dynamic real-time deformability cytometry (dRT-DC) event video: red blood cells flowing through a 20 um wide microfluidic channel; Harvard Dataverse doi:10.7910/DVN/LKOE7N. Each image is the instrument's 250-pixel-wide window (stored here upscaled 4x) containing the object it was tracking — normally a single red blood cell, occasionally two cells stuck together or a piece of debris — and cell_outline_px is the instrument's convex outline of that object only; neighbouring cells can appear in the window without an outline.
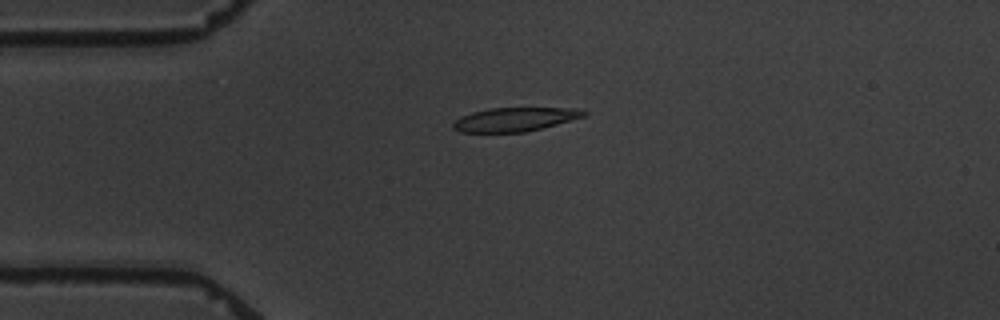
{"species": "common noctule bat (a hibernating species)", "species_latin": "Nyctalus noctula", "temperature_condition": "warm", "stored_images_in_passage": 8, "camera_frame_rate_fps": 3000, "um_per_image_px": 0.085, "animal": {"sex": "male", "body_mass_g": 19.5, "forearm_length_mm": 54.6}, "frame": {"image": 1, "passage_image": 4, "time_ms": 3.333, "image_size_px": [1000, 320], "cell_outline_px": [[588, 116], [524, 132], [460, 132], [452, 128], [452, 124], [460, 116], [472, 112], [488, 108], [576, 108], [588, 112]], "centroid_in_image_um": [43.76, 10.14], "position_along_channel_um": 41.2, "area_um2": 18.15}}
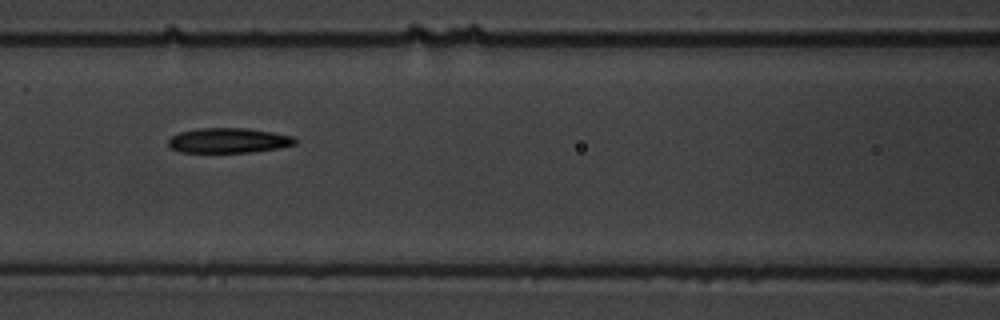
{"frame": {"image": 2, "passage_image": 7, "time_ms": 7.0, "image_size_px": [1000, 320], "cell_outline_px": [[296, 144], [280, 148], [252, 152], [180, 152], [172, 148], [168, 144], [168, 140], [172, 136], [180, 132], [196, 128], [248, 128], [272, 132], [292, 136], [296, 140]], "centroid_in_image_um": [19.43, 11.94], "position_along_channel_um": 147.2, "area_um2": 18.44}}
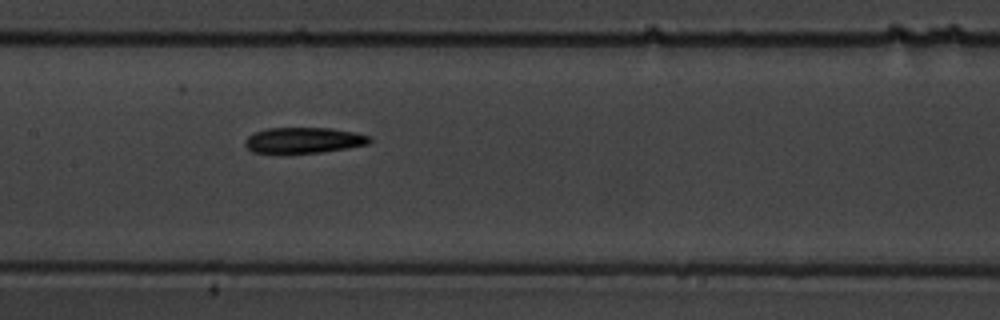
{"frame": {"image": 3, "passage_image": 8, "time_ms": 8.0, "image_size_px": [1000, 320], "cell_outline_px": [[372, 140], [368, 144], [348, 148], [320, 152], [252, 152], [244, 144], [244, 140], [252, 132], [264, 128], [332, 128], [356, 132], [368, 136]], "centroid_in_image_um": [25.8, 11.9], "position_along_channel_um": 181.6, "area_um2": 18.61}}